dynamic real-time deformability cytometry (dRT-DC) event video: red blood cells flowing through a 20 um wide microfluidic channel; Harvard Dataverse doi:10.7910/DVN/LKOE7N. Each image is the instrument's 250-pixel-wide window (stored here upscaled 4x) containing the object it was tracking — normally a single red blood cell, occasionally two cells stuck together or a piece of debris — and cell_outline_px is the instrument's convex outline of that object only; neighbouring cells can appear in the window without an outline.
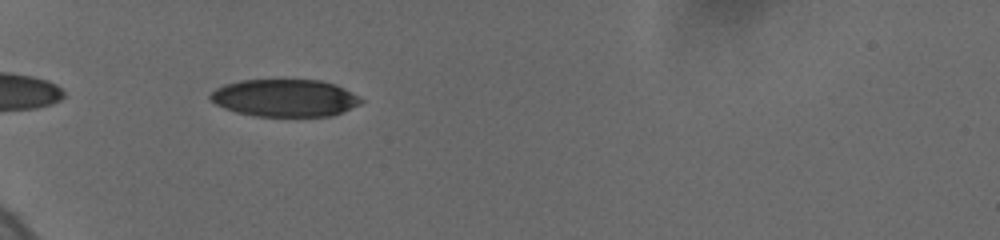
{"species": "human", "species_latin": "Homo sapiens", "temperature_condition": "cold", "stored_images_in_passage": 8, "camera_frame_rate_fps": 3000, "um_per_image_px": 0.085, "donor": {"sex": "female"}, "frame": {"image": 1, "passage_image": 1, "time_ms": 0.0, "image_size_px": [1000, 240], "cell_outline_px": [[364, 100], [360, 104], [332, 116], [256, 116], [236, 112], [224, 108], [216, 104], [208, 96], [216, 88], [224, 84], [240, 80], [320, 80], [336, 84], [360, 96]], "centroid_in_image_um": [24.22, 8.32], "position_along_channel_um": 60.8, "area_um2": 32.89}}
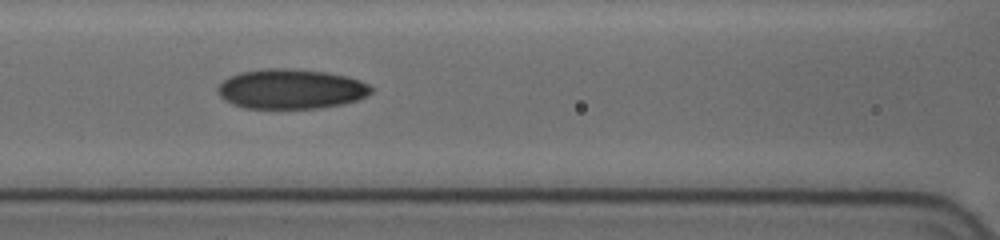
{"frame": {"image": 2, "passage_image": 6, "time_ms": 2.667, "image_size_px": [1000, 240], "cell_outline_px": [[372, 92], [356, 100], [340, 104], [320, 108], [244, 108], [232, 104], [224, 100], [216, 92], [216, 88], [224, 80], [240, 72], [264, 68], [292, 68], [324, 72], [344, 76], [360, 80], [368, 84], [372, 88]], "centroid_in_image_um": [24.68, 7.56], "position_along_channel_um": 141.9, "area_um2": 35.49}}
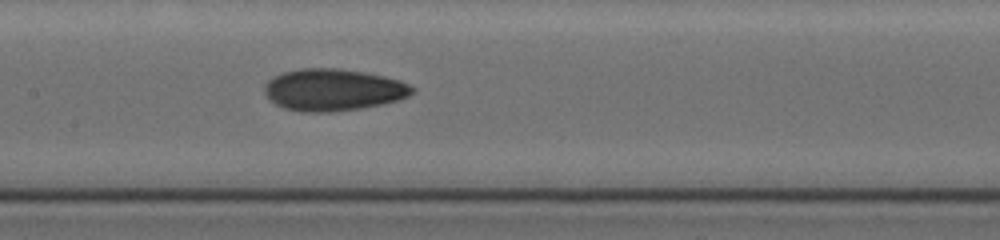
{"frame": {"image": 3, "passage_image": 8, "time_ms": 3.667, "image_size_px": [1000, 240], "cell_outline_px": [[416, 92], [400, 100], [384, 104], [360, 108], [332, 112], [300, 112], [284, 108], [276, 104], [264, 92], [264, 84], [272, 76], [284, 72], [300, 68], [336, 68], [364, 72], [384, 76], [400, 80], [416, 88]], "centroid_in_image_um": [28.34, 7.63], "position_along_channel_um": 179.1, "area_um2": 36.36}}